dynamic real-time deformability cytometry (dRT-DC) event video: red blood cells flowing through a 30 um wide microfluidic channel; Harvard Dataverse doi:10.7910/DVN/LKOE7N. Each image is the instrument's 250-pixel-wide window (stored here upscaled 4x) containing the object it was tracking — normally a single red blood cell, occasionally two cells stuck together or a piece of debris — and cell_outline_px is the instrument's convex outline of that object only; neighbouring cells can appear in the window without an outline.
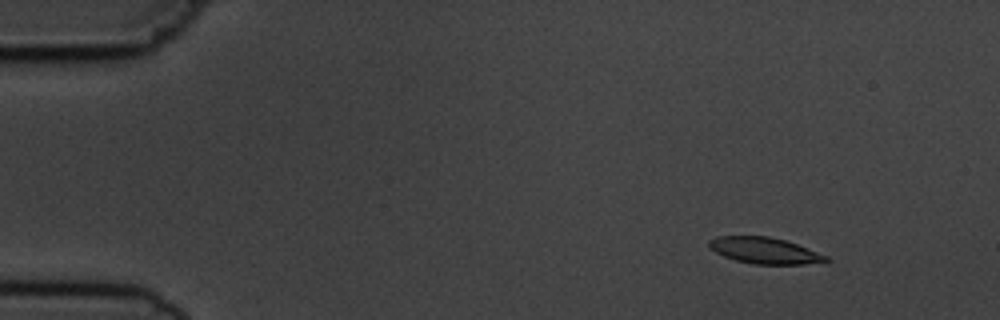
{"species": "common noctule bat (a hibernating species)", "species_latin": "Nyctalus noctula", "temperature_condition": "cold", "stored_images_in_passage": 5, "camera_frame_rate_fps": 3000, "um_per_image_px": 0.085, "animal": {"sex": "male", "body_mass_g": 19.5, "forearm_length_mm": 54.6}, "frame": {"image": 1, "passage_image": 2, "time_ms": 1.0, "image_size_px": [1000, 320], "cell_outline_px": [[832, 260], [804, 264], [752, 264], [736, 260], [724, 256], [708, 248], [708, 240], [716, 236], [768, 236], [784, 240], [796, 244], [828, 256]], "centroid_in_image_um": [64.95, 21.29], "position_along_channel_um": 20.1, "area_um2": 17.8}}
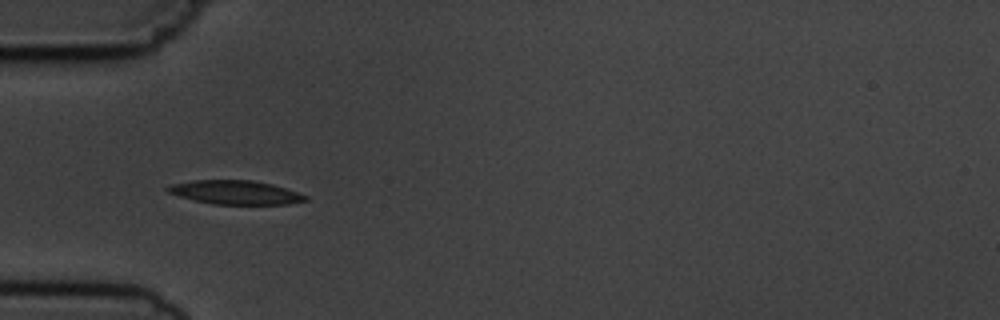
{"frame": {"image": 2, "passage_image": 5, "time_ms": 4.667, "image_size_px": [1000, 320], "cell_outline_px": [[308, 200], [288, 204], [212, 204], [180, 196], [168, 192], [164, 188], [168, 184], [192, 180], [252, 180], [272, 184], [308, 196]], "centroid_in_image_um": [19.97, 16.34], "position_along_channel_um": 65.0, "area_um2": 19.07}}